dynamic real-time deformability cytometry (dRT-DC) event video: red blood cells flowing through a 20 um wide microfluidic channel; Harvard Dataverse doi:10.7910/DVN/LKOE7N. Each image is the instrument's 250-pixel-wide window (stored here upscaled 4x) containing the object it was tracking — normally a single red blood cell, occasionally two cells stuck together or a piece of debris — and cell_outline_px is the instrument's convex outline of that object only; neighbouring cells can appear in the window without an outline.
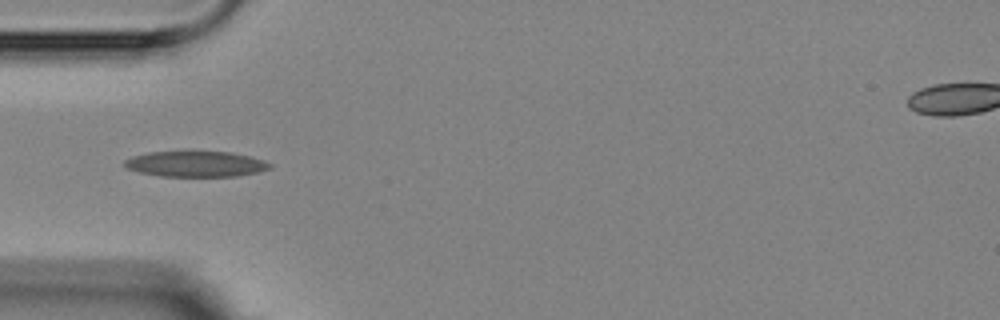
{"species": "Egyptian fruit bat (a non-hibernating species)", "species_latin": "Rousettus aegyptiacus", "temperature_condition": "room temperature", "stored_images_in_passage": 6, "camera_frame_rate_fps": 3000, "um_per_image_px": 0.085, "animal": {"sex": "female"}, "frame": {"image": 1, "passage_image": 4, "time_ms": 3.667, "image_size_px": [1000, 320], "cell_outline_px": [[272, 168], [260, 172], [236, 176], [160, 176], [140, 172], [128, 168], [124, 164], [124, 160], [132, 156], [148, 152], [188, 148], [192, 148], [232, 152], [264, 160], [272, 164]], "centroid_in_image_um": [16.65, 13.88], "position_along_channel_um": 68.4, "area_um2": 22.89}}
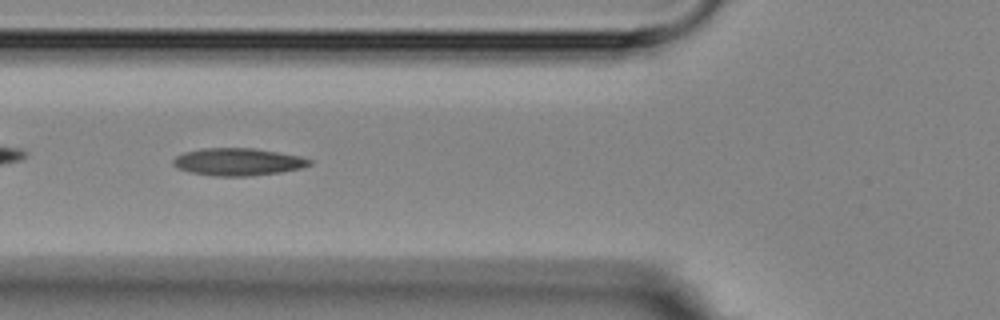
{"frame": {"image": 2, "passage_image": 5, "time_ms": 4.667, "image_size_px": [1000, 320], "cell_outline_px": [[312, 164], [300, 168], [280, 172], [252, 176], [212, 176], [188, 172], [176, 168], [172, 164], [172, 160], [176, 156], [184, 152], [200, 148], [252, 148], [300, 156], [312, 160]], "centroid_in_image_um": [20.17, 13.76], "position_along_channel_um": 105.6, "area_um2": 21.91}}
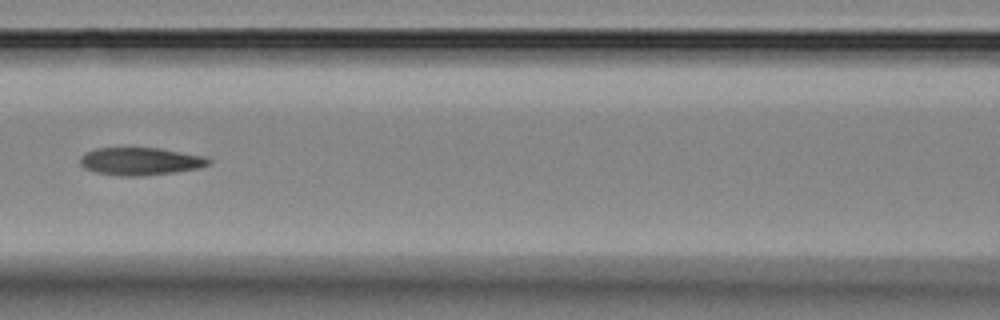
{"frame": {"image": 3, "passage_image": 6, "time_ms": 6.0, "image_size_px": [1000, 320], "cell_outline_px": [[212, 160], [208, 164], [196, 168], [172, 172], [140, 176], [120, 176], [96, 172], [84, 168], [80, 164], [80, 156], [84, 152], [96, 148], [156, 148], [204, 156]], "centroid_in_image_um": [11.86, 13.71], "position_along_channel_um": 154.7, "area_um2": 20.46}}